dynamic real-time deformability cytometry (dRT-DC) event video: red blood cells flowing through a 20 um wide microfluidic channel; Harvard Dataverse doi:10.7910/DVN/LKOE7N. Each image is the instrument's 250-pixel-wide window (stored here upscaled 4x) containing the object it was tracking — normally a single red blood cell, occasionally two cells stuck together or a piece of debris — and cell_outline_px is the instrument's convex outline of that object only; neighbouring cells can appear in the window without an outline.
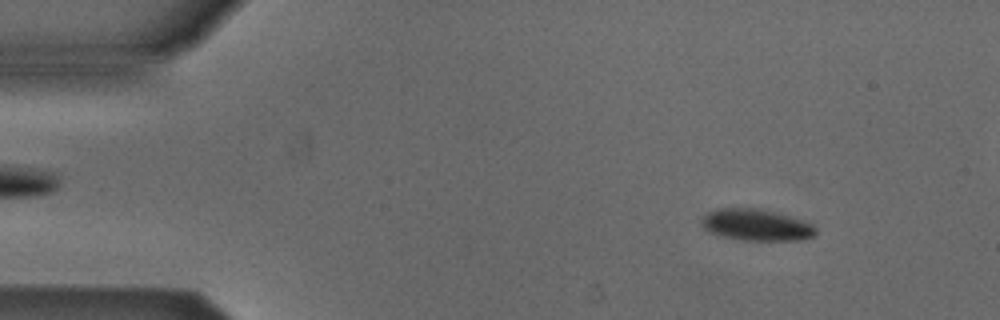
{"species": "Egyptian fruit bat (a non-hibernating species)", "species_latin": "Rousettus aegyptiacus", "temperature_condition": "cold", "stored_images_in_passage": 51, "camera_frame_rate_fps": 3000, "um_per_image_px": 0.085, "animal": {"sex": "male"}, "frame": {"image": 1, "passage_image": 6, "time_ms": 1.667, "image_size_px": [1000, 320], "cell_outline_px": [[816, 236], [804, 240], [740, 240], [716, 236], [708, 232], [700, 224], [700, 220], [708, 212], [716, 208], [752, 208], [772, 212], [788, 216], [812, 224], [816, 228]], "centroid_in_image_um": [64.23, 19.14], "position_along_channel_um": 20.8, "area_um2": 21.1}}
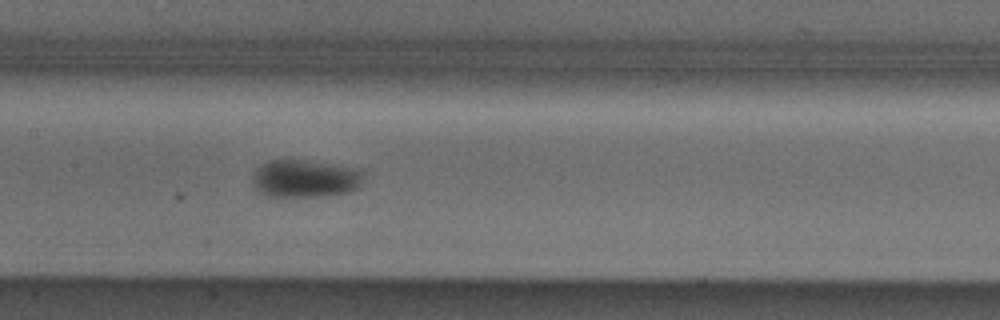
{"frame": {"image": 2, "passage_image": 25, "time_ms": 8.0, "image_size_px": [1000, 320], "cell_outline_px": [[364, 172], [360, 188], [348, 192], [324, 196], [268, 196], [260, 192], [252, 184], [252, 176], [256, 168], [268, 160], [300, 160], [332, 164], [360, 168]], "centroid_in_image_um": [25.95, 15.17], "position_along_channel_um": 181.4, "area_um2": 24.57}}
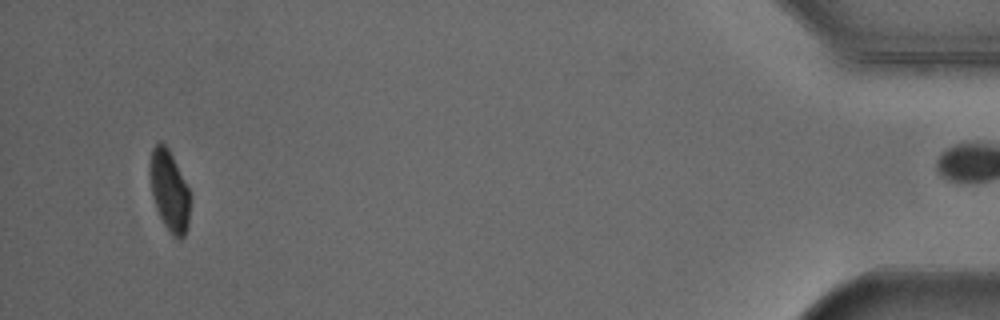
{"frame": {"image": 3, "passage_image": 50, "time_ms": 16.333, "image_size_px": [1000, 320], "cell_outline_px": [[188, 228], [184, 236], [180, 240], [176, 240], [172, 236], [164, 224], [156, 208], [152, 196], [148, 168], [148, 164], [152, 148], [160, 140], [168, 148], [188, 188]], "centroid_in_image_um": [14.35, 16.22], "position_along_channel_um": 420.9, "area_um2": 18.84}, "authors_computed_cell_mechanics": {"area_um2": 22.1374, "velocity_mm_per_s": 3.8619, "shape_relaxation_time_tau1_ms": 2.7101, "shape_relaxation_time_tau2_ms": null, "deformation_change_tau1": 0.082, "deformation_change_tau2": null}}